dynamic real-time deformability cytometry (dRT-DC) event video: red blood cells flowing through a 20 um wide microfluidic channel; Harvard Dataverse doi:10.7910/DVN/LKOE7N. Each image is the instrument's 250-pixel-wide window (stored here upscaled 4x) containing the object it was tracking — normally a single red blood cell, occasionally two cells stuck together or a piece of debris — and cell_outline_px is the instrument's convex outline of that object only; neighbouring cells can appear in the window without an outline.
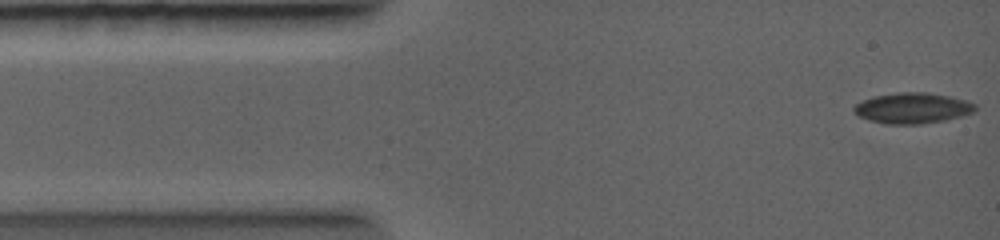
{"species": "common noctule bat (a hibernating species)", "species_latin": "Nyctalus noctula", "temperature_condition": "warm", "stored_images_in_passage": 32, "camera_frame_rate_fps": 5000, "um_per_image_px": 0.085, "animal": {"sex": "female", "body_mass_g": 19.0, "forearm_length_mm": 56.7}, "frame": {"image": 1, "passage_image": 1, "time_ms": 0.0, "image_size_px": [1000, 240], "cell_outline_px": [[976, 108], [972, 112], [960, 116], [944, 120], [920, 124], [884, 124], [868, 120], [852, 112], [852, 108], [856, 104], [864, 100], [876, 96], [896, 92], [928, 92], [948, 96], [964, 100], [976, 104]], "centroid_in_image_um": [77.52, 9.19], "position_along_channel_um": 7.5, "area_um2": 21.56}}
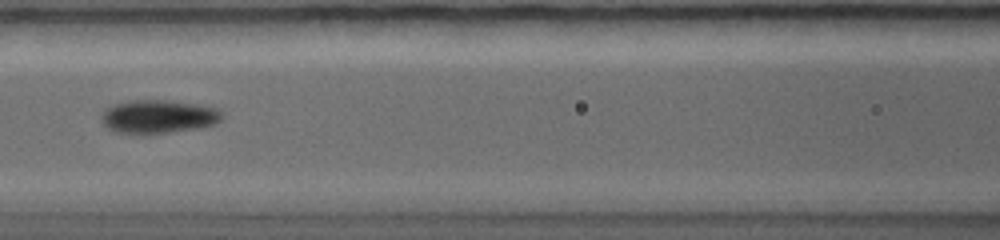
{"frame": {"image": 2, "passage_image": 12, "time_ms": 4.4, "image_size_px": [1000, 240], "cell_outline_px": [[224, 116], [216, 124], [200, 128], [168, 132], [116, 132], [108, 128], [104, 124], [100, 116], [104, 108], [112, 104], [136, 100], [160, 100], [196, 104], [212, 108], [220, 112]], "centroid_in_image_um": [13.43, 9.9], "position_along_channel_um": 153.2, "area_um2": 22.95}}
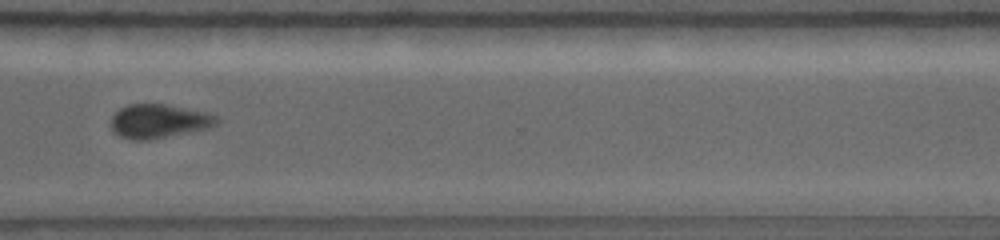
{"frame": {"image": 3, "passage_image": 22, "time_ms": 8.4, "image_size_px": [1000, 240], "cell_outline_px": [[220, 124], [212, 128], [148, 140], [132, 140], [120, 136], [112, 132], [108, 124], [112, 116], [120, 108], [128, 104], [164, 104], [204, 112], [216, 116], [220, 120]], "centroid_in_image_um": [13.48, 10.32], "position_along_channel_um": 357.1, "area_um2": 21.21}}